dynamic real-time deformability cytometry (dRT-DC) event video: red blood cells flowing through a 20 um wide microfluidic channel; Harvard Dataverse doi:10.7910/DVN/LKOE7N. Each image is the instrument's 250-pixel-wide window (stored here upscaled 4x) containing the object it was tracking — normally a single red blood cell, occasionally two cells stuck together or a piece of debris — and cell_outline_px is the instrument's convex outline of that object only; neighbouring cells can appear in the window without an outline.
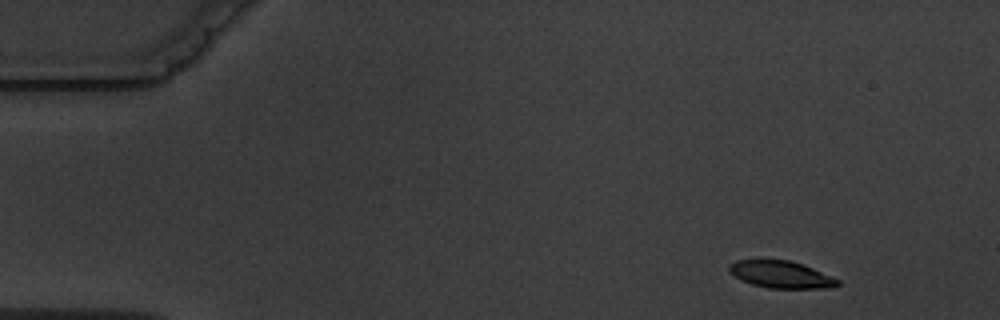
{"species": "common noctule bat (a hibernating species)", "species_latin": "Nyctalus noctula", "temperature_condition": "warm", "stored_images_in_passage": 4, "camera_frame_rate_fps": 3000, "um_per_image_px": 0.085, "animal": {"sex": "male", "body_mass_g": 19.5, "forearm_length_mm": 54.6}, "frame": {"image": 1, "passage_image": 1, "time_ms": 0.0, "image_size_px": [1000, 320], "cell_outline_px": [[840, 284], [824, 288], [768, 288], [752, 284], [740, 280], [728, 272], [728, 264], [736, 260], [788, 260], [812, 268], [840, 280]], "centroid_in_image_um": [66.31, 23.33], "position_along_channel_um": 18.7, "area_um2": 16.99}}
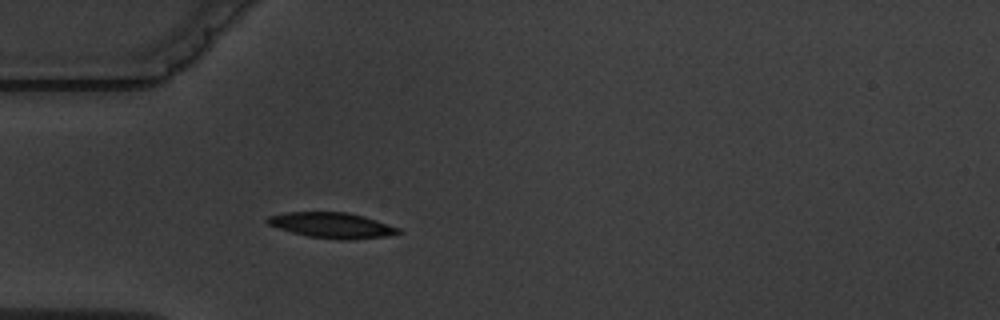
{"frame": {"image": 2, "passage_image": 4, "time_ms": 3.667, "image_size_px": [1000, 320], "cell_outline_px": [[400, 232], [384, 236], [348, 240], [344, 240], [308, 236], [292, 232], [268, 224], [264, 220], [268, 216], [284, 212], [348, 212], [364, 216], [400, 228]], "centroid_in_image_um": [28.18, 19.13], "position_along_channel_um": 56.8, "area_um2": 19.25}}